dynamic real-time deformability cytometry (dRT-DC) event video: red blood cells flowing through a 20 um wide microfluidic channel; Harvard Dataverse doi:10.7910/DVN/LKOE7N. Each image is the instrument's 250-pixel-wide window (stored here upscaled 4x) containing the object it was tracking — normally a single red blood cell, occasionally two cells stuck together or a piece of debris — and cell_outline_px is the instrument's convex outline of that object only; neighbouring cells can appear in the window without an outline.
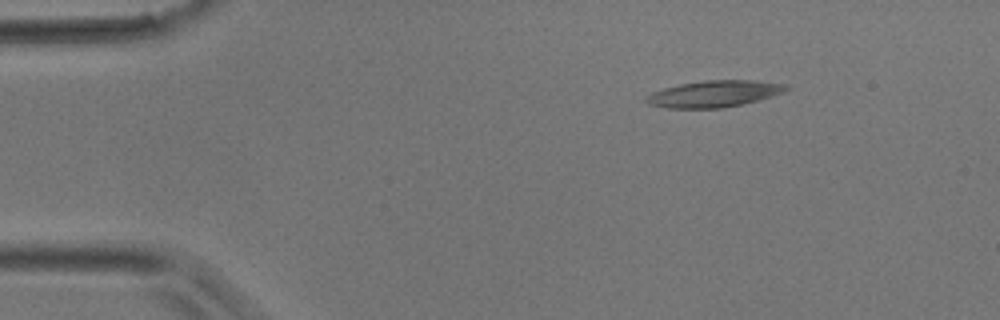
{"species": "common noctule bat (a hibernating species)", "species_latin": "Nyctalus noctula", "temperature_condition": "room temperature", "stored_images_in_passage": 4, "camera_frame_rate_fps": 3000, "um_per_image_px": 0.085, "animal": {"sex": "male", "body_mass_g": 17.9}, "frame": {"image": 1, "passage_image": 2, "time_ms": 0.333, "image_size_px": [1000, 320], "cell_outline_px": [[788, 88], [784, 92], [756, 100], [740, 104], [720, 108], [668, 108], [648, 104], [644, 100], [652, 92], [664, 88], [680, 84], [704, 80], [752, 80], [788, 84]], "centroid_in_image_um": [60.68, 7.96], "position_along_channel_um": 24.3, "area_um2": 21.39}}